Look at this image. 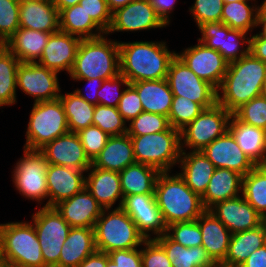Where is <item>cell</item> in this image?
I'll return each mask as SVG.
<instances>
[{"label": "cell", "instance_id": "6da1fadb", "mask_svg": "<svg viewBox=\"0 0 266 267\" xmlns=\"http://www.w3.org/2000/svg\"><path fill=\"white\" fill-rule=\"evenodd\" d=\"M165 41L119 42L120 74L129 83L167 78L176 52Z\"/></svg>", "mask_w": 266, "mask_h": 267}, {"label": "cell", "instance_id": "7a4b0ae2", "mask_svg": "<svg viewBox=\"0 0 266 267\" xmlns=\"http://www.w3.org/2000/svg\"><path fill=\"white\" fill-rule=\"evenodd\" d=\"M266 76V63L250 52L229 63L222 83L217 89V104L233 113L242 104L260 96Z\"/></svg>", "mask_w": 266, "mask_h": 267}, {"label": "cell", "instance_id": "3957f363", "mask_svg": "<svg viewBox=\"0 0 266 267\" xmlns=\"http://www.w3.org/2000/svg\"><path fill=\"white\" fill-rule=\"evenodd\" d=\"M169 174H159L154 191L165 225L197 220L206 210L201 196L193 192L178 173Z\"/></svg>", "mask_w": 266, "mask_h": 267}, {"label": "cell", "instance_id": "277c9868", "mask_svg": "<svg viewBox=\"0 0 266 267\" xmlns=\"http://www.w3.org/2000/svg\"><path fill=\"white\" fill-rule=\"evenodd\" d=\"M107 36L105 33L96 38L81 40L69 74L71 79L108 80L120 73L119 41Z\"/></svg>", "mask_w": 266, "mask_h": 267}, {"label": "cell", "instance_id": "5b68a950", "mask_svg": "<svg viewBox=\"0 0 266 267\" xmlns=\"http://www.w3.org/2000/svg\"><path fill=\"white\" fill-rule=\"evenodd\" d=\"M1 257L15 267H47L31 221L0 224Z\"/></svg>", "mask_w": 266, "mask_h": 267}, {"label": "cell", "instance_id": "8992f818", "mask_svg": "<svg viewBox=\"0 0 266 267\" xmlns=\"http://www.w3.org/2000/svg\"><path fill=\"white\" fill-rule=\"evenodd\" d=\"M93 229L96 249L104 253L136 249L145 241L135 222L122 208L103 209Z\"/></svg>", "mask_w": 266, "mask_h": 267}, {"label": "cell", "instance_id": "52a82bcc", "mask_svg": "<svg viewBox=\"0 0 266 267\" xmlns=\"http://www.w3.org/2000/svg\"><path fill=\"white\" fill-rule=\"evenodd\" d=\"M136 163L157 168L160 172H172L181 155L180 131L169 127L166 131L130 136Z\"/></svg>", "mask_w": 266, "mask_h": 267}, {"label": "cell", "instance_id": "ba28073f", "mask_svg": "<svg viewBox=\"0 0 266 267\" xmlns=\"http://www.w3.org/2000/svg\"><path fill=\"white\" fill-rule=\"evenodd\" d=\"M26 130L24 148L31 150H40L70 132L60 99L34 102Z\"/></svg>", "mask_w": 266, "mask_h": 267}, {"label": "cell", "instance_id": "9c48e42d", "mask_svg": "<svg viewBox=\"0 0 266 267\" xmlns=\"http://www.w3.org/2000/svg\"><path fill=\"white\" fill-rule=\"evenodd\" d=\"M232 113L216 104L204 109L191 123L180 131L181 151H202L216 138L228 131Z\"/></svg>", "mask_w": 266, "mask_h": 267}, {"label": "cell", "instance_id": "30bf717a", "mask_svg": "<svg viewBox=\"0 0 266 267\" xmlns=\"http://www.w3.org/2000/svg\"><path fill=\"white\" fill-rule=\"evenodd\" d=\"M23 149L24 155L12 172L14 187L24 198L42 204L48 198L46 174L49 162L40 150Z\"/></svg>", "mask_w": 266, "mask_h": 267}, {"label": "cell", "instance_id": "8fae6325", "mask_svg": "<svg viewBox=\"0 0 266 267\" xmlns=\"http://www.w3.org/2000/svg\"><path fill=\"white\" fill-rule=\"evenodd\" d=\"M47 267H59L61 248L72 228L54 207L39 208L31 221Z\"/></svg>", "mask_w": 266, "mask_h": 267}, {"label": "cell", "instance_id": "7c38bea8", "mask_svg": "<svg viewBox=\"0 0 266 267\" xmlns=\"http://www.w3.org/2000/svg\"><path fill=\"white\" fill-rule=\"evenodd\" d=\"M166 79L173 96L186 97L205 109L217 104V89L199 78L177 55L170 63Z\"/></svg>", "mask_w": 266, "mask_h": 267}, {"label": "cell", "instance_id": "4fadbf2b", "mask_svg": "<svg viewBox=\"0 0 266 267\" xmlns=\"http://www.w3.org/2000/svg\"><path fill=\"white\" fill-rule=\"evenodd\" d=\"M198 29L202 35L198 40L221 53L228 63L249 53L250 37L242 30L231 29L222 22L205 23Z\"/></svg>", "mask_w": 266, "mask_h": 267}, {"label": "cell", "instance_id": "5bb4252c", "mask_svg": "<svg viewBox=\"0 0 266 267\" xmlns=\"http://www.w3.org/2000/svg\"><path fill=\"white\" fill-rule=\"evenodd\" d=\"M58 74L36 62H20L17 69V88L33 97L34 102L56 100L61 94Z\"/></svg>", "mask_w": 266, "mask_h": 267}, {"label": "cell", "instance_id": "9a60e30c", "mask_svg": "<svg viewBox=\"0 0 266 267\" xmlns=\"http://www.w3.org/2000/svg\"><path fill=\"white\" fill-rule=\"evenodd\" d=\"M121 208L135 222L139 233L145 240L156 239L166 233L167 226L154 194L125 196Z\"/></svg>", "mask_w": 266, "mask_h": 267}, {"label": "cell", "instance_id": "2e32d148", "mask_svg": "<svg viewBox=\"0 0 266 267\" xmlns=\"http://www.w3.org/2000/svg\"><path fill=\"white\" fill-rule=\"evenodd\" d=\"M176 55L192 70L199 78L210 83L216 89L222 83L229 63L217 50L208 48L198 40L194 46L182 50Z\"/></svg>", "mask_w": 266, "mask_h": 267}, {"label": "cell", "instance_id": "e0dca14e", "mask_svg": "<svg viewBox=\"0 0 266 267\" xmlns=\"http://www.w3.org/2000/svg\"><path fill=\"white\" fill-rule=\"evenodd\" d=\"M167 25L157 15L148 0H134L112 13L108 35L113 32H135L165 28Z\"/></svg>", "mask_w": 266, "mask_h": 267}, {"label": "cell", "instance_id": "ac0fdd59", "mask_svg": "<svg viewBox=\"0 0 266 267\" xmlns=\"http://www.w3.org/2000/svg\"><path fill=\"white\" fill-rule=\"evenodd\" d=\"M202 152L216 168L233 170L242 176L256 166L229 131L212 141Z\"/></svg>", "mask_w": 266, "mask_h": 267}, {"label": "cell", "instance_id": "d6986e66", "mask_svg": "<svg viewBox=\"0 0 266 267\" xmlns=\"http://www.w3.org/2000/svg\"><path fill=\"white\" fill-rule=\"evenodd\" d=\"M209 210L231 234L254 229L262 224V216L242 195L220 201Z\"/></svg>", "mask_w": 266, "mask_h": 267}, {"label": "cell", "instance_id": "ffe728a7", "mask_svg": "<svg viewBox=\"0 0 266 267\" xmlns=\"http://www.w3.org/2000/svg\"><path fill=\"white\" fill-rule=\"evenodd\" d=\"M49 164L87 171L92 162L86 156L77 133L68 132L40 149Z\"/></svg>", "mask_w": 266, "mask_h": 267}, {"label": "cell", "instance_id": "44dd1931", "mask_svg": "<svg viewBox=\"0 0 266 267\" xmlns=\"http://www.w3.org/2000/svg\"><path fill=\"white\" fill-rule=\"evenodd\" d=\"M81 40L77 36L60 30L52 33L41 58L36 63L58 73L66 71L70 74Z\"/></svg>", "mask_w": 266, "mask_h": 267}, {"label": "cell", "instance_id": "7402d4cb", "mask_svg": "<svg viewBox=\"0 0 266 267\" xmlns=\"http://www.w3.org/2000/svg\"><path fill=\"white\" fill-rule=\"evenodd\" d=\"M86 171L71 167L49 164L46 181L48 200L44 207H54L63 200L69 199L85 187Z\"/></svg>", "mask_w": 266, "mask_h": 267}, {"label": "cell", "instance_id": "603a6c76", "mask_svg": "<svg viewBox=\"0 0 266 267\" xmlns=\"http://www.w3.org/2000/svg\"><path fill=\"white\" fill-rule=\"evenodd\" d=\"M54 208L71 227L93 228L104 209L84 187Z\"/></svg>", "mask_w": 266, "mask_h": 267}, {"label": "cell", "instance_id": "cb8c5ba5", "mask_svg": "<svg viewBox=\"0 0 266 267\" xmlns=\"http://www.w3.org/2000/svg\"><path fill=\"white\" fill-rule=\"evenodd\" d=\"M86 172L85 188L96 201L104 209H112L116 201H119L116 208H121L124 197L119 172L96 168L93 165Z\"/></svg>", "mask_w": 266, "mask_h": 267}, {"label": "cell", "instance_id": "d4e9b609", "mask_svg": "<svg viewBox=\"0 0 266 267\" xmlns=\"http://www.w3.org/2000/svg\"><path fill=\"white\" fill-rule=\"evenodd\" d=\"M19 23L25 29L55 33L59 29V11L52 1L20 0Z\"/></svg>", "mask_w": 266, "mask_h": 267}, {"label": "cell", "instance_id": "484cf974", "mask_svg": "<svg viewBox=\"0 0 266 267\" xmlns=\"http://www.w3.org/2000/svg\"><path fill=\"white\" fill-rule=\"evenodd\" d=\"M178 164L180 177L193 192L202 196L216 167L202 151H181Z\"/></svg>", "mask_w": 266, "mask_h": 267}, {"label": "cell", "instance_id": "4316f807", "mask_svg": "<svg viewBox=\"0 0 266 267\" xmlns=\"http://www.w3.org/2000/svg\"><path fill=\"white\" fill-rule=\"evenodd\" d=\"M197 223L202 235V247L213 261H224L231 232L210 210H205L197 219Z\"/></svg>", "mask_w": 266, "mask_h": 267}, {"label": "cell", "instance_id": "83f0119b", "mask_svg": "<svg viewBox=\"0 0 266 267\" xmlns=\"http://www.w3.org/2000/svg\"><path fill=\"white\" fill-rule=\"evenodd\" d=\"M228 131L256 166L266 164V130L245 124L232 114Z\"/></svg>", "mask_w": 266, "mask_h": 267}, {"label": "cell", "instance_id": "f1b7e54d", "mask_svg": "<svg viewBox=\"0 0 266 267\" xmlns=\"http://www.w3.org/2000/svg\"><path fill=\"white\" fill-rule=\"evenodd\" d=\"M136 163L131 137L123 135L110 136L100 154L92 165L104 170L121 172L127 166Z\"/></svg>", "mask_w": 266, "mask_h": 267}, {"label": "cell", "instance_id": "f546056e", "mask_svg": "<svg viewBox=\"0 0 266 267\" xmlns=\"http://www.w3.org/2000/svg\"><path fill=\"white\" fill-rule=\"evenodd\" d=\"M130 85L137 91L145 112L168 117L172 106L173 93L166 78L144 80L130 83Z\"/></svg>", "mask_w": 266, "mask_h": 267}, {"label": "cell", "instance_id": "4dcf8cb0", "mask_svg": "<svg viewBox=\"0 0 266 267\" xmlns=\"http://www.w3.org/2000/svg\"><path fill=\"white\" fill-rule=\"evenodd\" d=\"M52 33L20 27L4 44V46L20 62H37L47 45Z\"/></svg>", "mask_w": 266, "mask_h": 267}, {"label": "cell", "instance_id": "1f68e13d", "mask_svg": "<svg viewBox=\"0 0 266 267\" xmlns=\"http://www.w3.org/2000/svg\"><path fill=\"white\" fill-rule=\"evenodd\" d=\"M242 178L241 174L233 170L216 168L201 196L204 208L209 210L220 201L242 195L239 194L242 193Z\"/></svg>", "mask_w": 266, "mask_h": 267}, {"label": "cell", "instance_id": "d6a6232c", "mask_svg": "<svg viewBox=\"0 0 266 267\" xmlns=\"http://www.w3.org/2000/svg\"><path fill=\"white\" fill-rule=\"evenodd\" d=\"M96 250L93 228L72 227L60 251L59 267H78Z\"/></svg>", "mask_w": 266, "mask_h": 267}, {"label": "cell", "instance_id": "836d02e7", "mask_svg": "<svg viewBox=\"0 0 266 267\" xmlns=\"http://www.w3.org/2000/svg\"><path fill=\"white\" fill-rule=\"evenodd\" d=\"M161 172L152 166L134 163L119 172L123 197L136 194H154Z\"/></svg>", "mask_w": 266, "mask_h": 267}, {"label": "cell", "instance_id": "e575fe53", "mask_svg": "<svg viewBox=\"0 0 266 267\" xmlns=\"http://www.w3.org/2000/svg\"><path fill=\"white\" fill-rule=\"evenodd\" d=\"M266 244V228L262 223L258 227L231 234L225 263L241 265L249 255Z\"/></svg>", "mask_w": 266, "mask_h": 267}, {"label": "cell", "instance_id": "d590c367", "mask_svg": "<svg viewBox=\"0 0 266 267\" xmlns=\"http://www.w3.org/2000/svg\"><path fill=\"white\" fill-rule=\"evenodd\" d=\"M59 29L81 39L96 38L105 34L80 4L59 12Z\"/></svg>", "mask_w": 266, "mask_h": 267}, {"label": "cell", "instance_id": "8d00e7d4", "mask_svg": "<svg viewBox=\"0 0 266 267\" xmlns=\"http://www.w3.org/2000/svg\"><path fill=\"white\" fill-rule=\"evenodd\" d=\"M155 240L164 248L172 267H209L214 262L202 246L186 248L166 234Z\"/></svg>", "mask_w": 266, "mask_h": 267}, {"label": "cell", "instance_id": "74e56055", "mask_svg": "<svg viewBox=\"0 0 266 267\" xmlns=\"http://www.w3.org/2000/svg\"><path fill=\"white\" fill-rule=\"evenodd\" d=\"M59 99L63 105L70 132L77 133L93 125L95 105L88 103L75 91L62 93Z\"/></svg>", "mask_w": 266, "mask_h": 267}, {"label": "cell", "instance_id": "f35d334b", "mask_svg": "<svg viewBox=\"0 0 266 267\" xmlns=\"http://www.w3.org/2000/svg\"><path fill=\"white\" fill-rule=\"evenodd\" d=\"M256 0H243L224 3L221 22L231 29L242 30L249 34L256 28L257 15L260 5H250L248 2Z\"/></svg>", "mask_w": 266, "mask_h": 267}, {"label": "cell", "instance_id": "ab89813d", "mask_svg": "<svg viewBox=\"0 0 266 267\" xmlns=\"http://www.w3.org/2000/svg\"><path fill=\"white\" fill-rule=\"evenodd\" d=\"M20 61L4 46L0 50V107L17 103V69Z\"/></svg>", "mask_w": 266, "mask_h": 267}, {"label": "cell", "instance_id": "60d3db41", "mask_svg": "<svg viewBox=\"0 0 266 267\" xmlns=\"http://www.w3.org/2000/svg\"><path fill=\"white\" fill-rule=\"evenodd\" d=\"M242 196L263 217L266 214V166L257 165L242 178Z\"/></svg>", "mask_w": 266, "mask_h": 267}, {"label": "cell", "instance_id": "b9f144b4", "mask_svg": "<svg viewBox=\"0 0 266 267\" xmlns=\"http://www.w3.org/2000/svg\"><path fill=\"white\" fill-rule=\"evenodd\" d=\"M205 108L186 97L173 96L172 106L168 115L171 127L181 131L191 123Z\"/></svg>", "mask_w": 266, "mask_h": 267}, {"label": "cell", "instance_id": "7bdbcfd3", "mask_svg": "<svg viewBox=\"0 0 266 267\" xmlns=\"http://www.w3.org/2000/svg\"><path fill=\"white\" fill-rule=\"evenodd\" d=\"M93 125L99 127L109 136L127 133V124L116 107L95 105Z\"/></svg>", "mask_w": 266, "mask_h": 267}, {"label": "cell", "instance_id": "ee69618b", "mask_svg": "<svg viewBox=\"0 0 266 267\" xmlns=\"http://www.w3.org/2000/svg\"><path fill=\"white\" fill-rule=\"evenodd\" d=\"M170 127L168 117L143 111L127 127L129 136H141L146 134L166 131Z\"/></svg>", "mask_w": 266, "mask_h": 267}, {"label": "cell", "instance_id": "f6af8a7d", "mask_svg": "<svg viewBox=\"0 0 266 267\" xmlns=\"http://www.w3.org/2000/svg\"><path fill=\"white\" fill-rule=\"evenodd\" d=\"M165 234L186 248L202 246V235L197 220L172 223L166 227Z\"/></svg>", "mask_w": 266, "mask_h": 267}, {"label": "cell", "instance_id": "bcb514c9", "mask_svg": "<svg viewBox=\"0 0 266 267\" xmlns=\"http://www.w3.org/2000/svg\"><path fill=\"white\" fill-rule=\"evenodd\" d=\"M232 114L245 124L266 130V98L261 95L242 104Z\"/></svg>", "mask_w": 266, "mask_h": 267}, {"label": "cell", "instance_id": "7dc6e473", "mask_svg": "<svg viewBox=\"0 0 266 267\" xmlns=\"http://www.w3.org/2000/svg\"><path fill=\"white\" fill-rule=\"evenodd\" d=\"M20 0H0V43L7 40L20 28Z\"/></svg>", "mask_w": 266, "mask_h": 267}, {"label": "cell", "instance_id": "c3c4849f", "mask_svg": "<svg viewBox=\"0 0 266 267\" xmlns=\"http://www.w3.org/2000/svg\"><path fill=\"white\" fill-rule=\"evenodd\" d=\"M223 4V0H195L189 11L199 28L205 23L221 22Z\"/></svg>", "mask_w": 266, "mask_h": 267}, {"label": "cell", "instance_id": "681fc988", "mask_svg": "<svg viewBox=\"0 0 266 267\" xmlns=\"http://www.w3.org/2000/svg\"><path fill=\"white\" fill-rule=\"evenodd\" d=\"M86 156L91 162L100 154L107 143L109 135L97 126H89L77 132Z\"/></svg>", "mask_w": 266, "mask_h": 267}, {"label": "cell", "instance_id": "f907efd6", "mask_svg": "<svg viewBox=\"0 0 266 267\" xmlns=\"http://www.w3.org/2000/svg\"><path fill=\"white\" fill-rule=\"evenodd\" d=\"M129 84L127 78L120 73L114 78L104 80L97 92L98 104L117 108L124 92L120 86L127 87Z\"/></svg>", "mask_w": 266, "mask_h": 267}, {"label": "cell", "instance_id": "816d5d0a", "mask_svg": "<svg viewBox=\"0 0 266 267\" xmlns=\"http://www.w3.org/2000/svg\"><path fill=\"white\" fill-rule=\"evenodd\" d=\"M142 246V267H172L164 248L155 239L145 240Z\"/></svg>", "mask_w": 266, "mask_h": 267}, {"label": "cell", "instance_id": "f5cc1de1", "mask_svg": "<svg viewBox=\"0 0 266 267\" xmlns=\"http://www.w3.org/2000/svg\"><path fill=\"white\" fill-rule=\"evenodd\" d=\"M79 4L105 33L109 30L112 22V12L106 0H80Z\"/></svg>", "mask_w": 266, "mask_h": 267}, {"label": "cell", "instance_id": "db71d44e", "mask_svg": "<svg viewBox=\"0 0 266 267\" xmlns=\"http://www.w3.org/2000/svg\"><path fill=\"white\" fill-rule=\"evenodd\" d=\"M117 109L127 123L144 111L137 91L130 84L124 88Z\"/></svg>", "mask_w": 266, "mask_h": 267}, {"label": "cell", "instance_id": "11a10c76", "mask_svg": "<svg viewBox=\"0 0 266 267\" xmlns=\"http://www.w3.org/2000/svg\"><path fill=\"white\" fill-rule=\"evenodd\" d=\"M107 254L118 267H142L141 249L114 250Z\"/></svg>", "mask_w": 266, "mask_h": 267}, {"label": "cell", "instance_id": "9f6ffc18", "mask_svg": "<svg viewBox=\"0 0 266 267\" xmlns=\"http://www.w3.org/2000/svg\"><path fill=\"white\" fill-rule=\"evenodd\" d=\"M152 7L155 9L157 15L161 18V20L166 24L170 25V16L174 10V4H176V0H148Z\"/></svg>", "mask_w": 266, "mask_h": 267}, {"label": "cell", "instance_id": "6f0895ef", "mask_svg": "<svg viewBox=\"0 0 266 267\" xmlns=\"http://www.w3.org/2000/svg\"><path fill=\"white\" fill-rule=\"evenodd\" d=\"M74 81H86L87 84H89L88 90H90V92H94L93 93H89L88 94H83L81 89L76 88L74 91L81 96L83 99H85L88 103H91L93 105H97L98 104V97H97V92L99 91V89L101 88V85L103 83L104 80L99 79V78H90V79H72ZM93 86V87H92ZM90 88V89H89ZM92 89V90H91Z\"/></svg>", "mask_w": 266, "mask_h": 267}, {"label": "cell", "instance_id": "680465c9", "mask_svg": "<svg viewBox=\"0 0 266 267\" xmlns=\"http://www.w3.org/2000/svg\"><path fill=\"white\" fill-rule=\"evenodd\" d=\"M249 52L266 63V38L250 34Z\"/></svg>", "mask_w": 266, "mask_h": 267}, {"label": "cell", "instance_id": "91938a15", "mask_svg": "<svg viewBox=\"0 0 266 267\" xmlns=\"http://www.w3.org/2000/svg\"><path fill=\"white\" fill-rule=\"evenodd\" d=\"M240 267H266V244L253 251Z\"/></svg>", "mask_w": 266, "mask_h": 267}, {"label": "cell", "instance_id": "94428289", "mask_svg": "<svg viewBox=\"0 0 266 267\" xmlns=\"http://www.w3.org/2000/svg\"><path fill=\"white\" fill-rule=\"evenodd\" d=\"M107 253L96 250L85 258L78 267H106Z\"/></svg>", "mask_w": 266, "mask_h": 267}, {"label": "cell", "instance_id": "6125c7cd", "mask_svg": "<svg viewBox=\"0 0 266 267\" xmlns=\"http://www.w3.org/2000/svg\"><path fill=\"white\" fill-rule=\"evenodd\" d=\"M257 27H261L262 29L256 34L260 37L266 38V7L263 4H260L258 11L256 28Z\"/></svg>", "mask_w": 266, "mask_h": 267}, {"label": "cell", "instance_id": "be15d7a7", "mask_svg": "<svg viewBox=\"0 0 266 267\" xmlns=\"http://www.w3.org/2000/svg\"><path fill=\"white\" fill-rule=\"evenodd\" d=\"M110 11L113 13L119 8H122L134 0H106Z\"/></svg>", "mask_w": 266, "mask_h": 267}, {"label": "cell", "instance_id": "e7e4bbea", "mask_svg": "<svg viewBox=\"0 0 266 267\" xmlns=\"http://www.w3.org/2000/svg\"><path fill=\"white\" fill-rule=\"evenodd\" d=\"M52 2L60 12L62 9L79 4L80 0H52Z\"/></svg>", "mask_w": 266, "mask_h": 267}, {"label": "cell", "instance_id": "03108f58", "mask_svg": "<svg viewBox=\"0 0 266 267\" xmlns=\"http://www.w3.org/2000/svg\"><path fill=\"white\" fill-rule=\"evenodd\" d=\"M209 267H240L239 265L228 264L224 261H214Z\"/></svg>", "mask_w": 266, "mask_h": 267}, {"label": "cell", "instance_id": "003e7915", "mask_svg": "<svg viewBox=\"0 0 266 267\" xmlns=\"http://www.w3.org/2000/svg\"><path fill=\"white\" fill-rule=\"evenodd\" d=\"M260 95L263 97V98H266V76H265V79L263 81V84H262V88H261V93Z\"/></svg>", "mask_w": 266, "mask_h": 267}, {"label": "cell", "instance_id": "a7ac6f4b", "mask_svg": "<svg viewBox=\"0 0 266 267\" xmlns=\"http://www.w3.org/2000/svg\"><path fill=\"white\" fill-rule=\"evenodd\" d=\"M106 267H118L116 265V263H114L113 261H111L108 257V254H107V263H106Z\"/></svg>", "mask_w": 266, "mask_h": 267}, {"label": "cell", "instance_id": "89a4df30", "mask_svg": "<svg viewBox=\"0 0 266 267\" xmlns=\"http://www.w3.org/2000/svg\"><path fill=\"white\" fill-rule=\"evenodd\" d=\"M243 1V0H223V3H231V2Z\"/></svg>", "mask_w": 266, "mask_h": 267}, {"label": "cell", "instance_id": "2644e50d", "mask_svg": "<svg viewBox=\"0 0 266 267\" xmlns=\"http://www.w3.org/2000/svg\"><path fill=\"white\" fill-rule=\"evenodd\" d=\"M262 223L264 224V226L266 228V214L262 217Z\"/></svg>", "mask_w": 266, "mask_h": 267}, {"label": "cell", "instance_id": "8c879c8a", "mask_svg": "<svg viewBox=\"0 0 266 267\" xmlns=\"http://www.w3.org/2000/svg\"><path fill=\"white\" fill-rule=\"evenodd\" d=\"M3 264L2 257H1V240H0V266Z\"/></svg>", "mask_w": 266, "mask_h": 267}, {"label": "cell", "instance_id": "753ad0ef", "mask_svg": "<svg viewBox=\"0 0 266 267\" xmlns=\"http://www.w3.org/2000/svg\"><path fill=\"white\" fill-rule=\"evenodd\" d=\"M0 267H15V266H11V265L3 263Z\"/></svg>", "mask_w": 266, "mask_h": 267}, {"label": "cell", "instance_id": "34e18365", "mask_svg": "<svg viewBox=\"0 0 266 267\" xmlns=\"http://www.w3.org/2000/svg\"><path fill=\"white\" fill-rule=\"evenodd\" d=\"M4 47L3 43H0V50Z\"/></svg>", "mask_w": 266, "mask_h": 267}, {"label": "cell", "instance_id": "11e5206c", "mask_svg": "<svg viewBox=\"0 0 266 267\" xmlns=\"http://www.w3.org/2000/svg\"><path fill=\"white\" fill-rule=\"evenodd\" d=\"M262 4L266 7V0L262 1Z\"/></svg>", "mask_w": 266, "mask_h": 267}, {"label": "cell", "instance_id": "2a66077c", "mask_svg": "<svg viewBox=\"0 0 266 267\" xmlns=\"http://www.w3.org/2000/svg\"><path fill=\"white\" fill-rule=\"evenodd\" d=\"M36 1H52V0H36Z\"/></svg>", "mask_w": 266, "mask_h": 267}]
</instances>
